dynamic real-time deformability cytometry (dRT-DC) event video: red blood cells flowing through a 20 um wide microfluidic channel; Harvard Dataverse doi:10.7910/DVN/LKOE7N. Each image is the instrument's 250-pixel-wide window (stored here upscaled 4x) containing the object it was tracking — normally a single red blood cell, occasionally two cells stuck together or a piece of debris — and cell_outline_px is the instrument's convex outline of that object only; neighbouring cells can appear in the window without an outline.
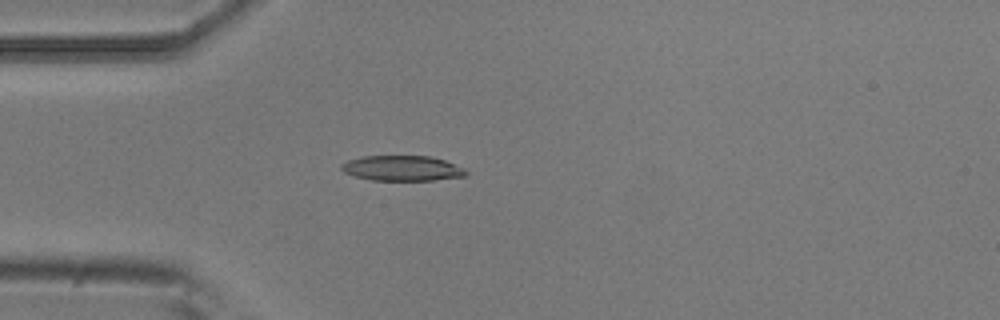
{"species": "common noctule bat (a hibernating species)", "species_latin": "Nyctalus noctula", "temperature_condition": "room temperature", "stored_images_in_passage": 2, "camera_frame_rate_fps": 3000, "um_per_image_px": 0.085, "animal": {"sex": "male", "body_mass_g": 20.5, "forearm_length_mm": 52.5}, "frame": {"image": 1, "passage_image": 2, "time_ms": 0.333, "image_size_px": [1000, 320], "cell_outline_px": [[468, 176], [432, 180], [372, 180], [356, 176], [344, 172], [340, 168], [340, 164], [348, 160], [364, 156], [428, 156], [444, 160], [464, 168], [468, 172]], "centroid_in_image_um": [34.2, 14.3], "position_along_channel_um": 50.8, "area_um2": 18.26}}